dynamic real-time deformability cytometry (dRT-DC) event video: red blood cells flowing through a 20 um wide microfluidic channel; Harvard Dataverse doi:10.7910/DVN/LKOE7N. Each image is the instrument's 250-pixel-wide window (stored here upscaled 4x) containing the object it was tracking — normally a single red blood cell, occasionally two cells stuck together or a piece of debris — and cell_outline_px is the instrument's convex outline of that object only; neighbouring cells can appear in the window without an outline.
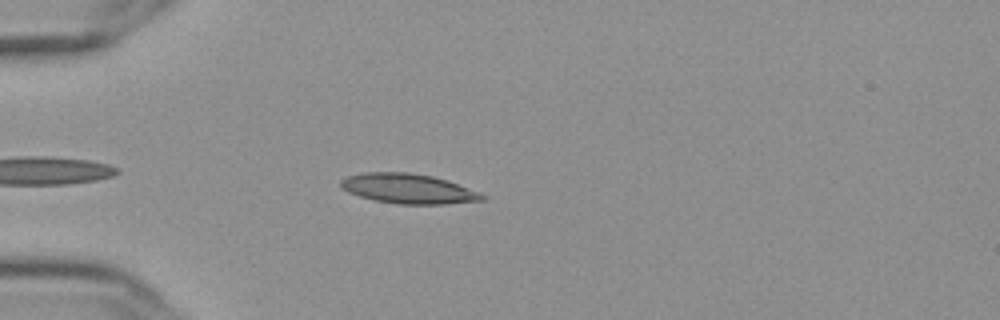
{"species": "Egyptian fruit bat (a non-hibernating species)", "species_latin": "Rousettus aegyptiacus", "temperature_condition": "cold", "stored_images_in_passage": 42, "camera_frame_rate_fps": 3000, "um_per_image_px": 0.085, "frame": {"image": 1, "passage_image": 5, "time_ms": 1.333, "image_size_px": [1000, 320], "cell_outline_px": [[488, 196], [484, 200], [444, 204], [396, 204], [376, 200], [360, 196], [348, 192], [340, 188], [340, 180], [348, 176], [364, 172], [408, 172], [432, 176], [480, 192]], "centroid_in_image_um": [34.68, 16.04], "position_along_channel_um": 50.3, "area_um2": 24.45}}
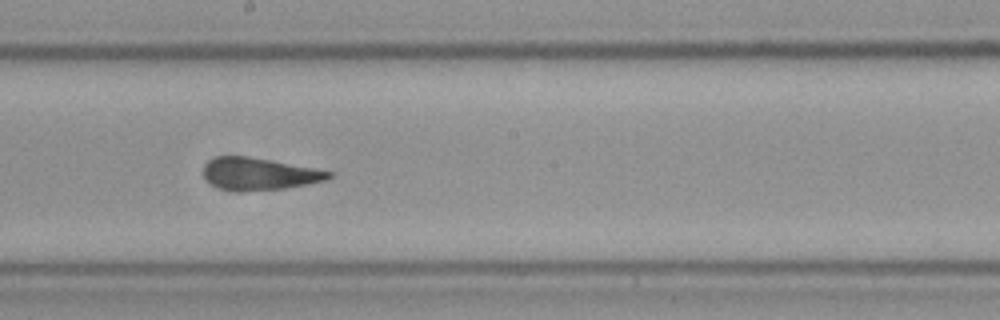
{"frame": {"image": 2, "passage_image": 21, "time_ms": 6.667, "image_size_px": [1000, 320], "cell_outline_px": [[332, 176], [324, 180], [308, 184], [284, 188], [220, 188], [212, 184], [204, 176], [204, 164], [208, 160], [220, 156], [248, 156], [272, 160], [332, 172]], "centroid_in_image_um": [22.03, 14.72], "position_along_channel_um": 226.2, "area_um2": 22.37}}
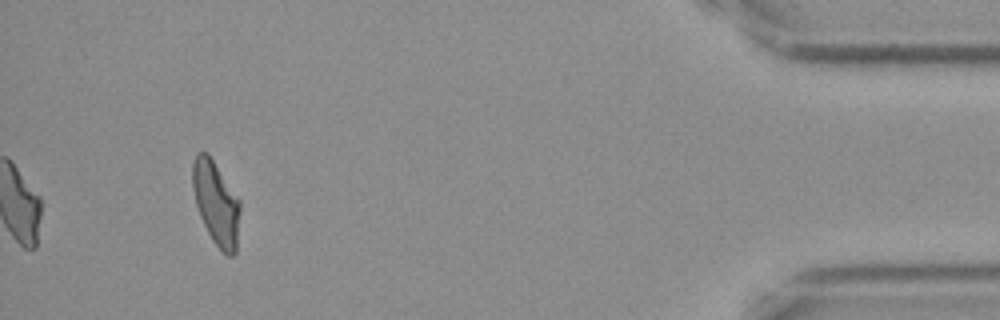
{"frame": {"image": 3, "passage_image": 42, "time_ms": 13.667, "image_size_px": [1000, 320], "cell_outline_px": [[240, 212], [236, 252], [232, 256], [228, 256], [212, 240], [200, 216], [196, 204], [192, 188], [192, 164], [196, 152], [208, 152], [240, 200]], "centroid_in_image_um": [18.36, 17.23], "position_along_channel_um": 416.8, "area_um2": 23.18}, "authors_computed_cell_mechanics": {"area_um2": 23.6402, "velocity_mm_per_s": 3.6152, "shape_relaxation_time_tau1_ms": 7.416, "shape_relaxation_time_tau2_ms": 1.9789, "deformation_change_tau1": 0.2031, "deformation_change_tau2": 0.0876}}